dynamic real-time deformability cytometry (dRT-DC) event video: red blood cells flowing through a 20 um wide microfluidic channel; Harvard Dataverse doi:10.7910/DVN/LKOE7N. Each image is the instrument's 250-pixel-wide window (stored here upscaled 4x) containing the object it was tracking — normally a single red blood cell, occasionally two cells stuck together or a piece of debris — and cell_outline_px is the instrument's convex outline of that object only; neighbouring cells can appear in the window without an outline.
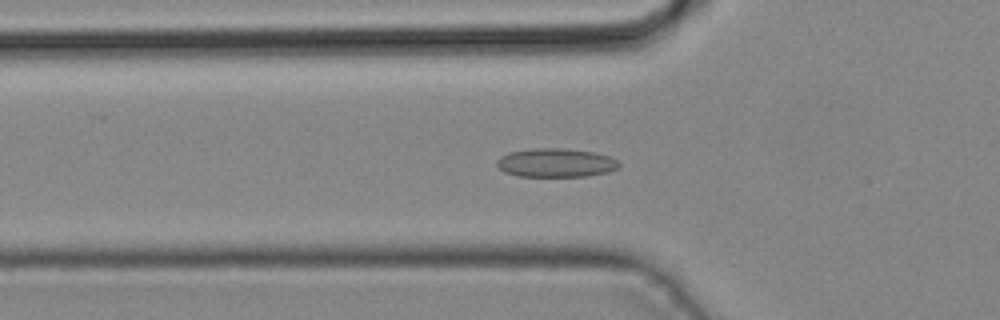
{"species": "common noctule bat (a hibernating species)", "species_latin": "Nyctalus noctula", "temperature_condition": "cold", "stored_images_in_passage": 26, "camera_frame_rate_fps": 3000, "um_per_image_px": 0.085, "animal": {"sex": "male", "body_mass_g": 19.2, "forearm_length_mm": 51.8}, "frame": {"image": 1, "passage_image": 7, "time_ms": 2.0, "image_size_px": [1000, 320], "cell_outline_px": [[620, 168], [608, 172], [588, 176], [516, 176], [504, 172], [496, 164], [496, 160], [500, 156], [508, 152], [532, 148], [564, 148], [596, 152], [608, 156], [616, 160], [620, 164]], "centroid_in_image_um": [47.24, 13.83], "position_along_channel_um": 78.6, "area_um2": 20.69}}
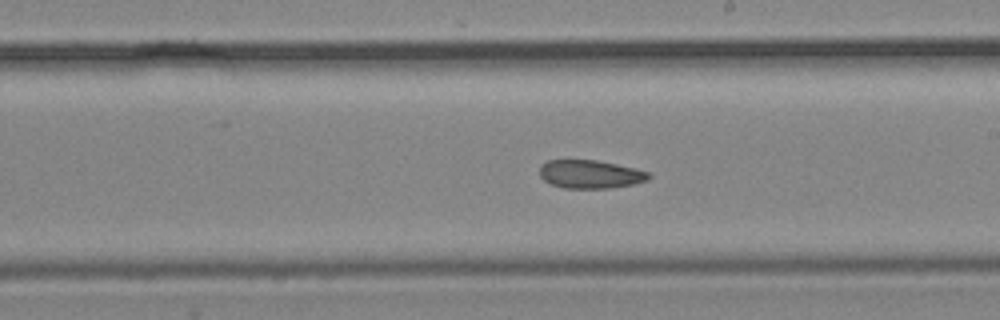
{"frame": {"image": 2, "passage_image": 17, "time_ms": 5.333, "image_size_px": [1000, 320], "cell_outline_px": [[652, 176], [648, 180], [632, 184], [608, 188], [564, 188], [552, 184], [544, 180], [540, 176], [540, 164], [548, 160], [596, 160], [636, 168], [648, 172]], "centroid_in_image_um": [50.17, 14.8], "position_along_channel_um": 238.8, "area_um2": 17.98}}
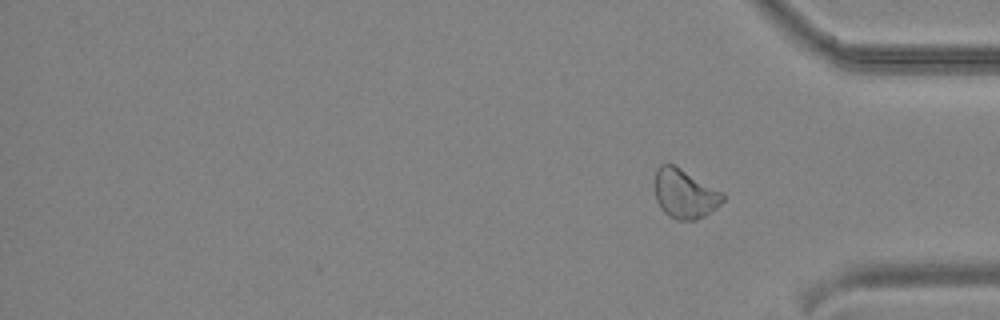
{"frame": {"image": 3, "passage_image": 26, "time_ms": 8.333, "image_size_px": [1000, 320], "cell_outline_px": [[724, 200], [720, 204], [704, 216], [692, 220], [676, 220], [668, 216], [660, 208], [656, 200], [656, 168], [660, 164], [672, 164], [680, 168], [724, 192]], "centroid_in_image_um": [58.2, 16.47], "position_along_channel_um": 377.0, "area_um2": 19.36}}